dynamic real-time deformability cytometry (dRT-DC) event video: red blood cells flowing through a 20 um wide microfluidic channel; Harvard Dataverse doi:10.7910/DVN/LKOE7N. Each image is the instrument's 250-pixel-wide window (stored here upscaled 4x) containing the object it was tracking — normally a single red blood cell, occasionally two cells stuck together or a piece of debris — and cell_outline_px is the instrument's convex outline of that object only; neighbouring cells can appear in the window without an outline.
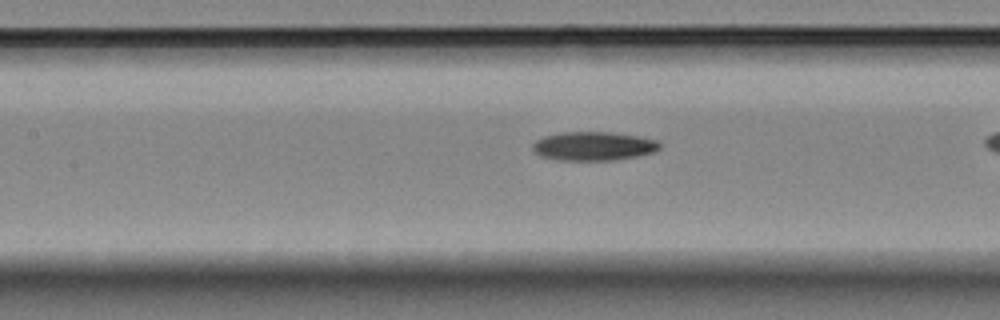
{"species": "Egyptian fruit bat (a non-hibernating species)", "species_latin": "Rousettus aegyptiacus", "temperature_condition": "room temperature", "stored_images_in_passage": 28, "camera_frame_rate_fps": 3000, "um_per_image_px": 0.085, "animal": {"sex": "female"}, "frame": {"image": 1, "passage_image": 9, "time_ms": 2.667, "image_size_px": [1000, 320], "cell_outline_px": [[660, 148], [652, 152], [636, 156], [612, 160], [560, 160], [540, 156], [532, 148], [532, 144], [536, 140], [544, 136], [560, 132], [608, 132], [636, 136], [656, 140], [660, 144]], "centroid_in_image_um": [50.4, 12.41], "position_along_channel_um": 157.0, "area_um2": 21.1}}
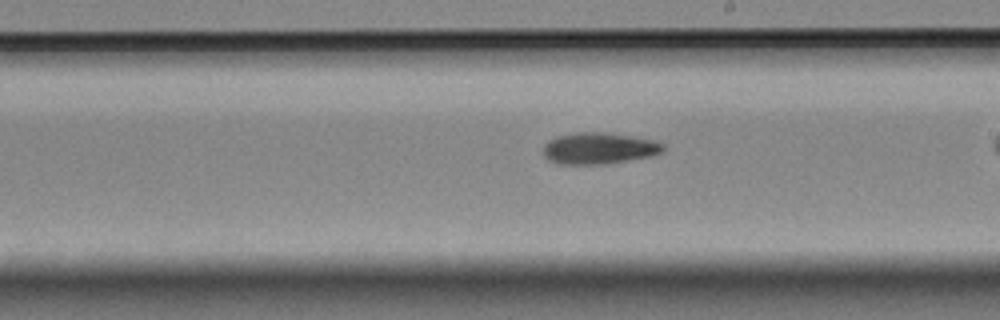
{"frame": {"image": 2, "passage_image": 16, "time_ms": 5.0, "image_size_px": [1000, 320], "cell_outline_px": [[664, 148], [660, 152], [648, 156], [628, 160], [604, 164], [560, 164], [548, 160], [544, 156], [544, 144], [548, 140], [556, 136], [576, 132], [604, 132], [636, 136], [656, 140], [664, 144]], "centroid_in_image_um": [50.89, 12.59], "position_along_channel_um": 238.1, "area_um2": 22.08}}
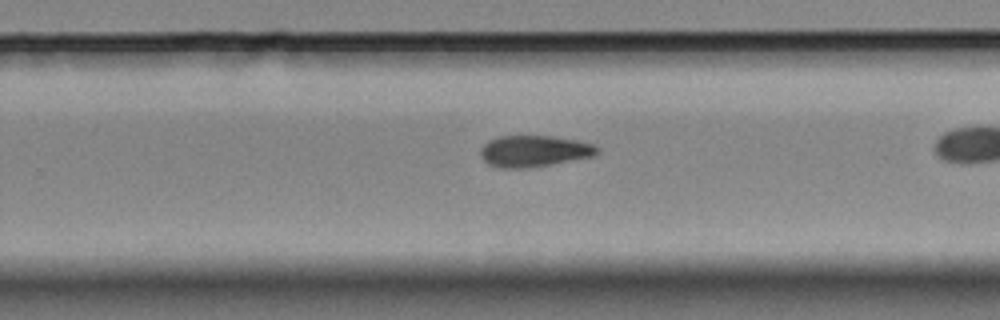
{"frame": {"image": 3, "passage_image": 20, "time_ms": 6.333, "image_size_px": [1000, 320], "cell_outline_px": [[600, 152], [596, 156], [552, 164], [528, 168], [496, 168], [488, 164], [480, 156], [480, 148], [488, 140], [496, 136], [552, 136], [576, 140], [592, 144], [600, 148]], "centroid_in_image_um": [45.39, 12.85], "position_along_channel_um": 284.4, "area_um2": 21.68}}